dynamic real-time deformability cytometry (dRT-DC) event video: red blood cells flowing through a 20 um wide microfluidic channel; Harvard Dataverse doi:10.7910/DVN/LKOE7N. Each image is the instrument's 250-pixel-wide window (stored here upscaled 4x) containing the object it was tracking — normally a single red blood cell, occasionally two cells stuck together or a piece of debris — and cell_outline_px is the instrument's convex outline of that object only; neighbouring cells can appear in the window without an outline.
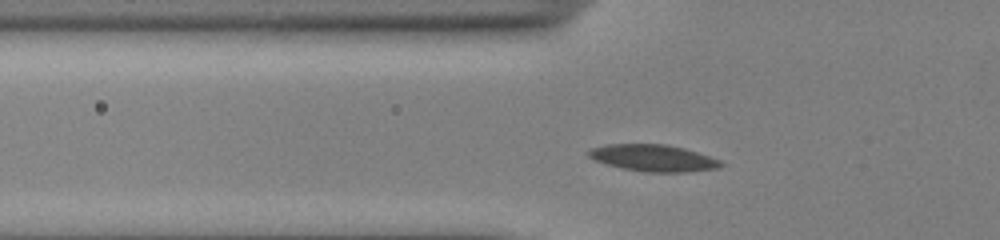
{"species": "common noctule bat (a hibernating species)", "species_latin": "Nyctalus noctula", "temperature_condition": "cold", "stored_images_in_passage": 39, "camera_frame_rate_fps": 3000, "um_per_image_px": 0.085, "animal": {"sex": "male", "body_mass_g": 13.0, "forearm_length_mm": 53.1}, "frame": {"image": 1, "passage_image": 9, "time_ms": 2.667, "image_size_px": [1000, 240], "cell_outline_px": [[724, 164], [720, 168], [688, 172], [644, 172], [620, 168], [596, 160], [588, 156], [584, 152], [592, 148], [608, 144], [668, 144], [684, 148], [720, 160]], "centroid_in_image_um": [55.53, 13.43], "position_along_channel_um": 70.3, "area_um2": 20.69}}
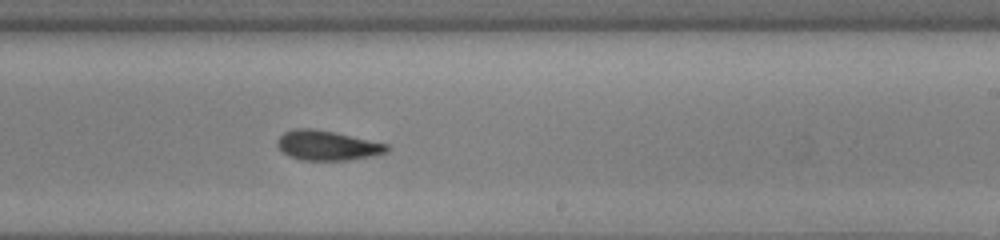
{"frame": {"image": 2, "passage_image": 24, "time_ms": 7.667, "image_size_px": [1000, 240], "cell_outline_px": [[392, 148], [388, 152], [372, 156], [348, 160], [300, 160], [288, 156], [276, 144], [276, 140], [284, 132], [292, 128], [312, 128], [332, 132], [388, 144]], "centroid_in_image_um": [27.81, 12.37], "position_along_channel_um": 261.2, "area_um2": 19.02}}
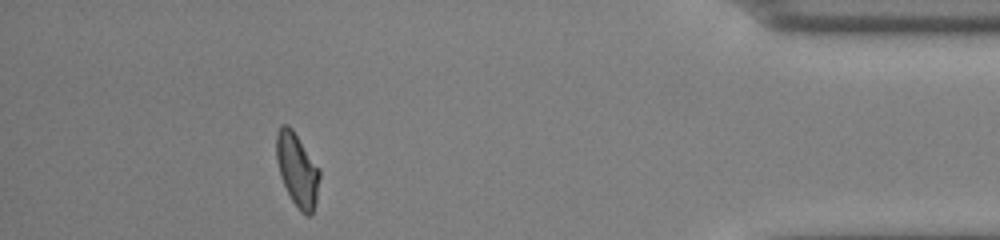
{"frame": {"image": 3, "passage_image": 39, "time_ms": 12.667, "image_size_px": [1000, 240], "cell_outline_px": [[320, 176], [316, 200], [312, 212], [308, 216], [300, 212], [292, 200], [280, 176], [276, 160], [276, 132], [280, 124], [288, 124], [292, 128], [320, 168]], "centroid_in_image_um": [25.25, 14.38], "position_along_channel_um": 409.9, "area_um2": 18.55}, "authors_computed_cell_mechanics": {"area_um2": 19.3052, "velocity_mm_per_s": 3.8611, "shape_relaxation_time_tau1_ms": 6.2942, "shape_relaxation_time_tau2_ms": 3.9615, "deformation_change_tau1": 0.1372, "deformation_change_tau2": 0.1104}}